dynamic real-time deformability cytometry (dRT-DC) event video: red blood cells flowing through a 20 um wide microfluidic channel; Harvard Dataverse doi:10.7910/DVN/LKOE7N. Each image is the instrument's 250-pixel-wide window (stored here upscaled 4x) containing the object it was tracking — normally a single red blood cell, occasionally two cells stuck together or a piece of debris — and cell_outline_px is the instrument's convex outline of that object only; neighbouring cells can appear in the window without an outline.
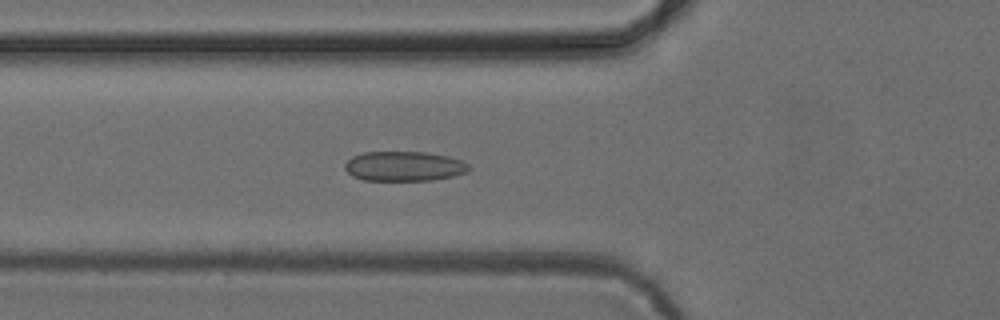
{"species": "common noctule bat (a hibernating species)", "species_latin": "Nyctalus noctula", "temperature_condition": "cold", "stored_images_in_passage": 42, "camera_frame_rate_fps": 3000, "um_per_image_px": 0.085, "animal": {"sex": "female", "body_mass_g": 24.6, "forearm_length_mm": 56.2}, "frame": {"image": 1, "passage_image": 8, "time_ms": 2.333, "image_size_px": [1000, 320], "cell_outline_px": [[472, 168], [468, 172], [452, 176], [432, 180], [364, 180], [352, 176], [344, 168], [344, 164], [352, 156], [364, 152], [428, 152], [448, 156], [460, 160], [468, 164]], "centroid_in_image_um": [34.35, 14.12], "position_along_channel_um": 91.4, "area_um2": 21.56}}
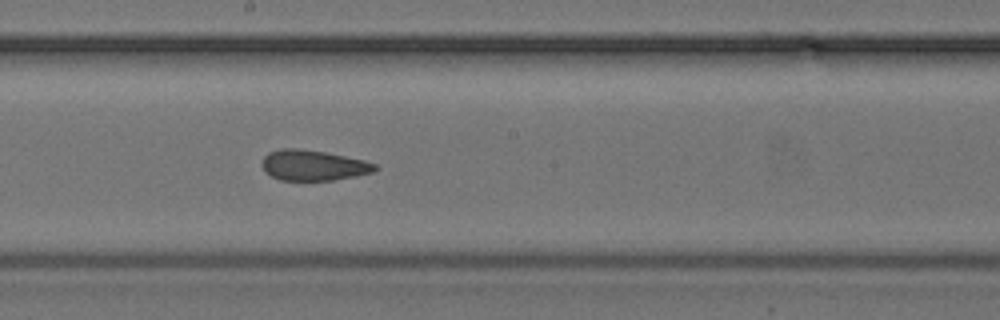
{"frame": {"image": 2, "passage_image": 18, "time_ms": 5.667, "image_size_px": [1000, 320], "cell_outline_px": [[380, 168], [376, 172], [356, 176], [332, 180], [280, 180], [272, 176], [260, 164], [264, 156], [268, 152], [280, 148], [296, 148], [324, 152], [364, 160], [376, 164]], "centroid_in_image_um": [26.66, 14.05], "position_along_channel_um": 221.5, "area_um2": 20.11}}
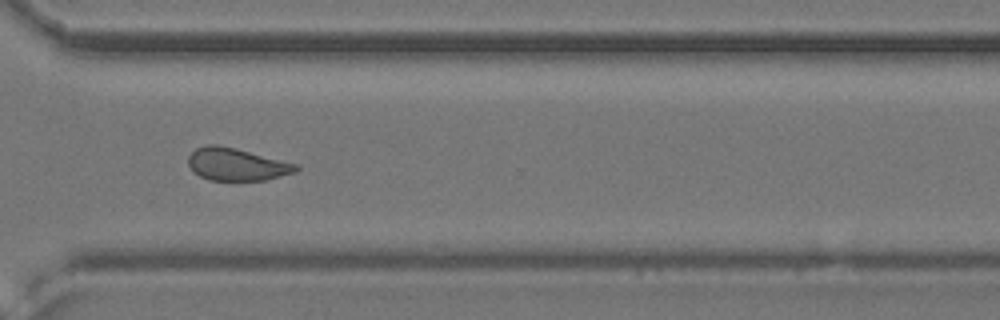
{"frame": {"image": 3, "passage_image": 28, "time_ms": 9.0, "image_size_px": [1000, 320], "cell_outline_px": [[300, 168], [296, 172], [268, 180], [208, 180], [192, 172], [188, 164], [188, 156], [196, 148], [208, 144], [216, 144], [236, 148], [296, 164]], "centroid_in_image_um": [20.09, 13.97], "position_along_channel_um": 350.5, "area_um2": 20.46}, "authors_computed_cell_mechanics": {"area_um2": 20.7502, "velocity_mm_per_s": 3.8893, "shape_relaxation_time_tau1_ms": null, "shape_relaxation_time_tau2_ms": 1.406, "deformation_change_tau1": null, "deformation_change_tau2": 0.0719}}